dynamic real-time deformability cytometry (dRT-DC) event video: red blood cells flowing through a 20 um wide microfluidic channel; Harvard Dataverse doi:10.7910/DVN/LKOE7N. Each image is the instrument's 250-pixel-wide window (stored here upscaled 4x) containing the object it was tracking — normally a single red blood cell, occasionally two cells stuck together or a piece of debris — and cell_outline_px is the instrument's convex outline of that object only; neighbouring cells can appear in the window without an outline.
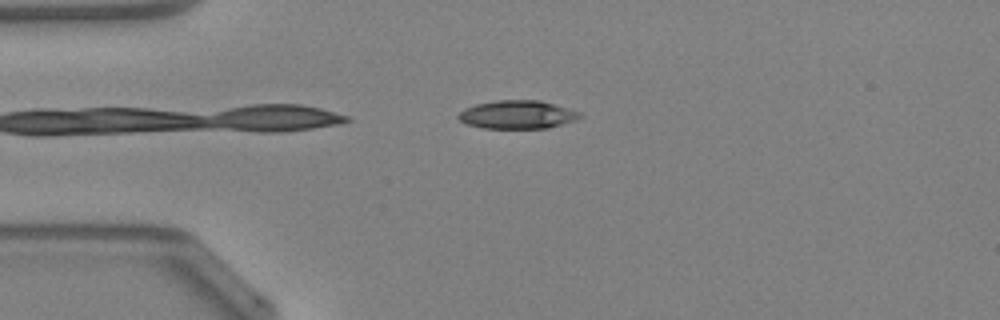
{"species": "Egyptian fruit bat (a non-hibernating species)", "species_latin": "Rousettus aegyptiacus", "temperature_condition": "warm", "stored_images_in_passage": 18, "camera_frame_rate_fps": 3000, "um_per_image_px": 0.085, "animal": {"sex": "female"}, "frame": {"image": 1, "passage_image": 1, "time_ms": 0.0, "image_size_px": [1000, 320], "cell_outline_px": [[580, 116], [576, 120], [548, 128], [484, 128], [468, 124], [460, 120], [456, 116], [464, 108], [476, 104], [496, 100], [540, 100], [580, 112]], "centroid_in_image_um": [43.95, 9.74], "position_along_channel_um": 41.0, "area_um2": 19.88}}